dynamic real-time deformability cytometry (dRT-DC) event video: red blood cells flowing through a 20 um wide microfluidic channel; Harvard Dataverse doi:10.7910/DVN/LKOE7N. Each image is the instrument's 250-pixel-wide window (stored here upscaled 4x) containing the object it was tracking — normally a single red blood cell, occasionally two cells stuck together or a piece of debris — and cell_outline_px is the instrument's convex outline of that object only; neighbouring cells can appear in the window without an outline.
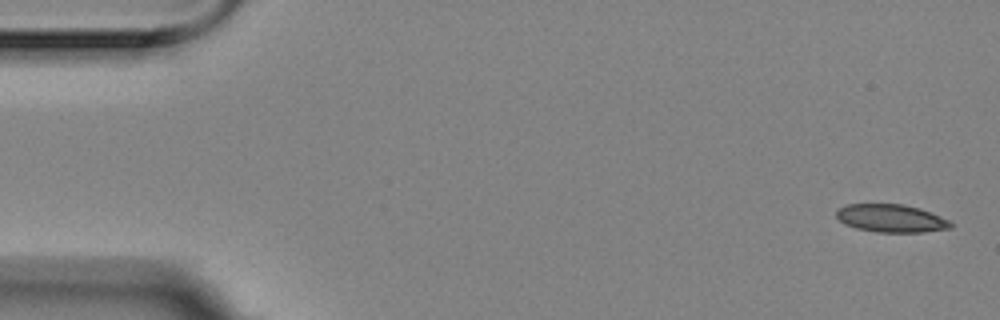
{"species": "Egyptian fruit bat (a non-hibernating species)", "species_latin": "Rousettus aegyptiacus", "temperature_condition": "room temperature", "stored_images_in_passage": 3, "camera_frame_rate_fps": 3000, "um_per_image_px": 0.085, "animal": {"sex": "female"}, "frame": {"image": 1, "passage_image": 1, "time_ms": 0.0, "image_size_px": [1000, 320], "cell_outline_px": [[952, 228], [924, 232], [876, 232], [856, 228], [844, 224], [836, 216], [836, 212], [840, 208], [848, 204], [904, 204], [920, 208], [940, 216], [948, 220], [952, 224]], "centroid_in_image_um": [75.75, 18.56], "position_along_channel_um": 9.2, "area_um2": 18.55}}